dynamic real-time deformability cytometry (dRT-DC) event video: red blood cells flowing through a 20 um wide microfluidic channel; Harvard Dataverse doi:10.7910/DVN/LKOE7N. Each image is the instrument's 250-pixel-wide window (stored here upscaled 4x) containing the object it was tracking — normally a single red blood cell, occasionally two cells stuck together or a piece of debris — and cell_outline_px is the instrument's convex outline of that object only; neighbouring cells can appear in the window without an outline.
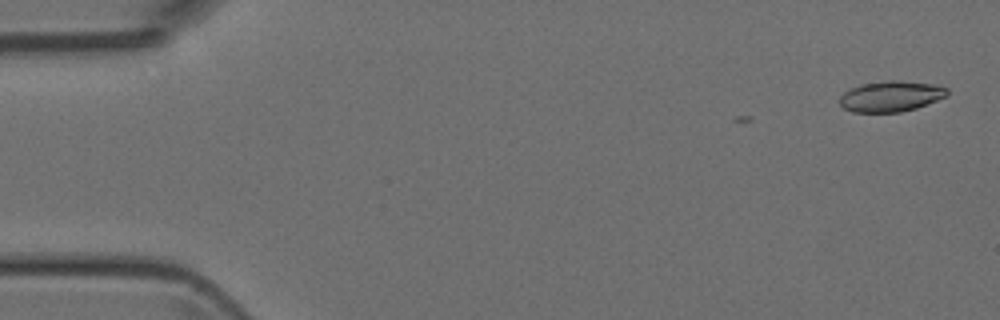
{"species": "Egyptian fruit bat (a non-hibernating species)", "species_latin": "Rousettus aegyptiacus", "temperature_condition": "room temperature", "stored_images_in_passage": 6, "camera_frame_rate_fps": 3000, "um_per_image_px": 0.085, "animal": {"sex": "female"}, "frame": {"image": 1, "passage_image": 2, "time_ms": 0.333, "image_size_px": [1000, 320], "cell_outline_px": [[948, 92], [944, 96], [936, 100], [916, 108], [900, 112], [852, 112], [844, 108], [840, 104], [840, 96], [844, 92], [860, 84], [888, 80], [900, 80], [932, 84], [948, 88]], "centroid_in_image_um": [75.69, 8.18], "position_along_channel_um": 9.3, "area_um2": 19.07}}